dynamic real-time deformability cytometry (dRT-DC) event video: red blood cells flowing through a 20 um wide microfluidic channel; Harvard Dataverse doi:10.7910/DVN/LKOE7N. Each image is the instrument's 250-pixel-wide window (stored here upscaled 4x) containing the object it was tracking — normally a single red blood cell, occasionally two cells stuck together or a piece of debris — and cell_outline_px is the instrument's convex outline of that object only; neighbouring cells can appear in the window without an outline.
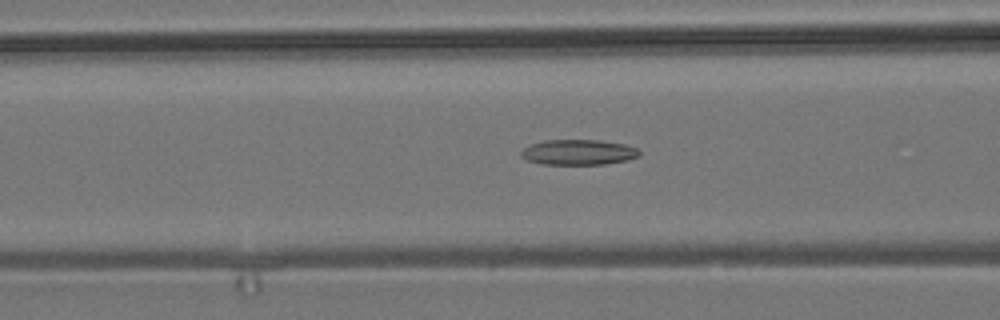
{"species": "common noctule bat (a hibernating species)", "species_latin": "Nyctalus noctula", "temperature_condition": "room temperature", "stored_images_in_passage": 23, "camera_frame_rate_fps": 3000, "um_per_image_px": 0.085, "animal": {"sex": "male", "body_mass_g": 19.2, "forearm_length_mm": 51.8}, "frame": {"image": 1, "passage_image": 20, "time_ms": 6.333, "image_size_px": [1000, 320], "cell_outline_px": [[640, 156], [628, 160], [604, 164], [540, 164], [528, 160], [520, 156], [520, 152], [524, 148], [532, 144], [544, 140], [600, 140], [624, 144], [636, 148], [640, 152]], "centroid_in_image_um": [49.17, 12.94], "position_along_channel_um": 117.4, "area_um2": 17.46}}
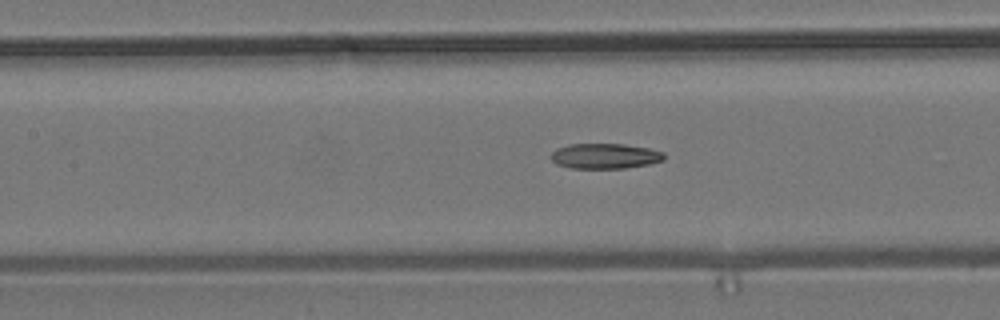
{"frame": {"image": 2, "passage_image": 23, "time_ms": 7.333, "image_size_px": [1000, 320], "cell_outline_px": [[664, 160], [648, 164], [624, 168], [572, 168], [556, 164], [552, 160], [552, 152], [556, 148], [568, 144], [624, 144], [648, 148], [664, 152]], "centroid_in_image_um": [51.41, 13.26], "position_along_channel_um": 156.0, "area_um2": 16.59}}